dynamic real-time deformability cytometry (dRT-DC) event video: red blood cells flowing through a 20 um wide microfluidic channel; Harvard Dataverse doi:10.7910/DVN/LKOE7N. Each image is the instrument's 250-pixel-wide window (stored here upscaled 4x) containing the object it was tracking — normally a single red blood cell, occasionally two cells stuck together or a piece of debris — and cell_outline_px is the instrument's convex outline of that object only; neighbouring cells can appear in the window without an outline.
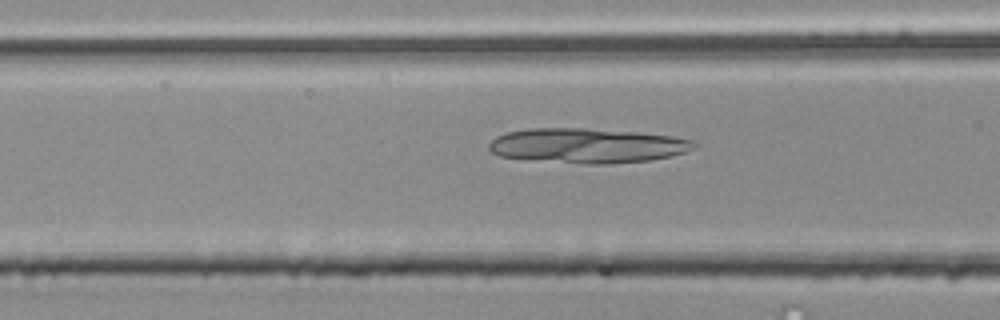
{"species": "common noctule bat (a hibernating species)", "species_latin": "Nyctalus noctula", "temperature_condition": "room temperature", "stored_images_in_passage": 20, "camera_frame_rate_fps": 3000, "um_per_image_px": 0.085, "animal": {"sex": "male", "body_mass_g": 20.4}, "frame": {"image": 1, "passage_image": 14, "time_ms": 4.333, "image_size_px": [1000, 320], "cell_outline_px": [[696, 148], [684, 152], [652, 160], [612, 164], [584, 164], [500, 156], [492, 152], [488, 148], [488, 144], [496, 136], [508, 132], [528, 128], [584, 128], [636, 132], [672, 136], [692, 140], [696, 144]], "centroid_in_image_um": [49.92, 12.37], "position_along_channel_um": 116.7, "area_um2": 41.38}}
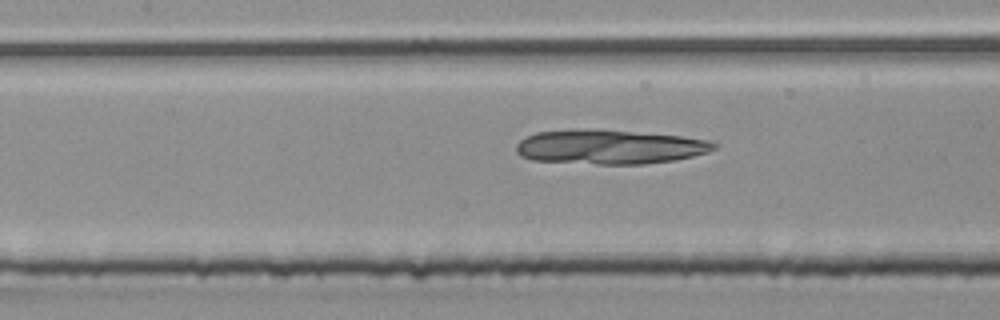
{"frame": {"image": 2, "passage_image": 17, "time_ms": 5.333, "image_size_px": [1000, 320], "cell_outline_px": [[716, 148], [708, 152], [692, 156], [672, 160], [644, 164], [596, 164], [532, 160], [520, 156], [516, 152], [516, 144], [520, 140], [536, 132], [580, 128], [680, 136], [708, 140], [716, 144]], "centroid_in_image_um": [51.75, 12.49], "position_along_channel_um": 155.6, "area_um2": 39.36}}